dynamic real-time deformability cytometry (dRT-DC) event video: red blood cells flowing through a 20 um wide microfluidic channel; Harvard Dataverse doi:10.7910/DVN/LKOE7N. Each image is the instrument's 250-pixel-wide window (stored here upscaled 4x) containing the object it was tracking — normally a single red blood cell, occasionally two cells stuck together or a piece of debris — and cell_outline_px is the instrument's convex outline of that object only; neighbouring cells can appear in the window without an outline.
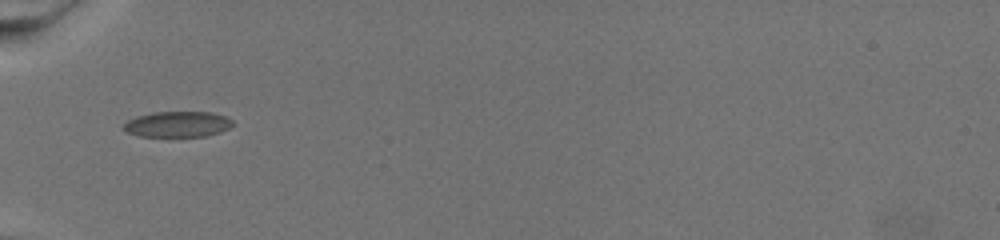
{"species": "common noctule bat (a hibernating species)", "species_latin": "Nyctalus noctula", "temperature_condition": "warm", "stored_images_in_passage": 46, "camera_frame_rate_fps": 3000, "um_per_image_px": 0.085, "animal": {"sex": "female", "body_mass_g": 19.5, "forearm_length_mm": 54.1}, "frame": {"image": 1, "passage_image": 1, "time_ms": 0.0, "image_size_px": [1000, 240], "cell_outline_px": [[232, 124], [228, 128], [220, 132], [204, 136], [140, 136], [124, 132], [124, 124], [128, 120], [136, 116], [152, 112], [212, 112], [224, 116], [232, 120]], "centroid_in_image_um": [15.06, 10.55], "position_along_channel_um": 69.9, "area_um2": 16.24}}
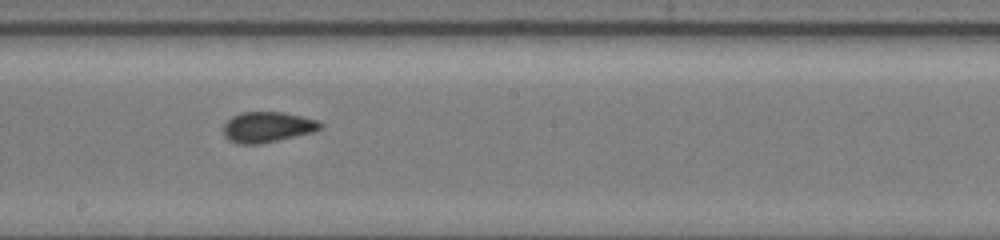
{"frame": {"image": 2, "passage_image": 17, "time_ms": 5.333, "image_size_px": [1000, 240], "cell_outline_px": [[324, 128], [316, 132], [260, 144], [236, 144], [228, 140], [224, 136], [224, 124], [232, 116], [240, 112], [284, 112], [320, 120], [324, 124]], "centroid_in_image_um": [22.79, 10.8], "position_along_channel_um": 225.4, "area_um2": 17.69}}
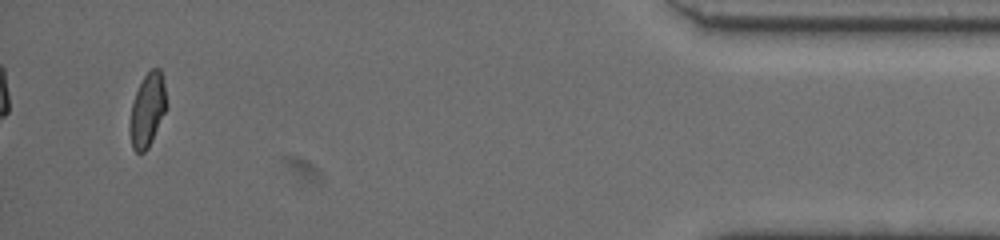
{"frame": {"image": 3, "passage_image": 43, "time_ms": 14.0, "image_size_px": [1000, 240], "cell_outline_px": [[168, 108], [148, 148], [144, 152], [136, 152], [132, 148], [128, 128], [132, 100], [144, 76], [152, 68], [160, 68], [164, 84], [168, 104]], "centroid_in_image_um": [12.53, 9.37], "position_along_channel_um": 422.7, "area_um2": 16.01}}